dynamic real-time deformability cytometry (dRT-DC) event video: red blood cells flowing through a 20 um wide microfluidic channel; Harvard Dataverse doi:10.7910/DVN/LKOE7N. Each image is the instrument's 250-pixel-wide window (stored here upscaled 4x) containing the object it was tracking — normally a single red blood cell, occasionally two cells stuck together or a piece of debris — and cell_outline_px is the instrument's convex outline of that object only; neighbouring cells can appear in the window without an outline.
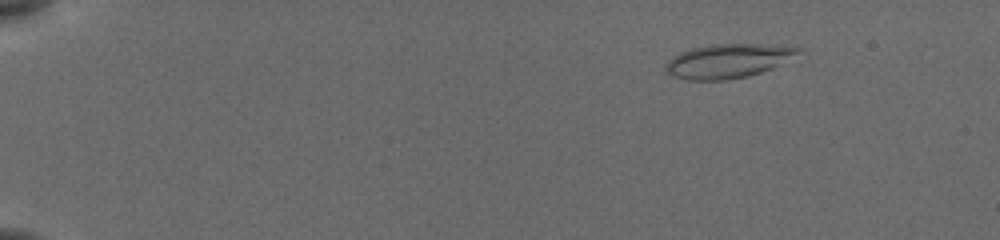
{"species": "common noctule bat (a hibernating species)", "species_latin": "Nyctalus noctula", "temperature_condition": "cold", "stored_images_in_passage": 49, "camera_frame_rate_fps": 3000, "um_per_image_px": 0.085, "animal": {"sex": "female", "body_mass_g": 19.5, "forearm_length_mm": 54.1}, "frame": {"image": 1, "passage_image": 2, "time_ms": 0.333, "image_size_px": [1000, 240], "cell_outline_px": [[804, 48], [772, 68], [748, 76], [728, 80], [688, 80], [672, 76], [664, 72], [664, 68], [668, 60], [672, 56], [688, 48], [712, 44], [760, 44]], "centroid_in_image_um": [61.75, 5.18], "position_along_channel_um": 23.3, "area_um2": 26.18}}
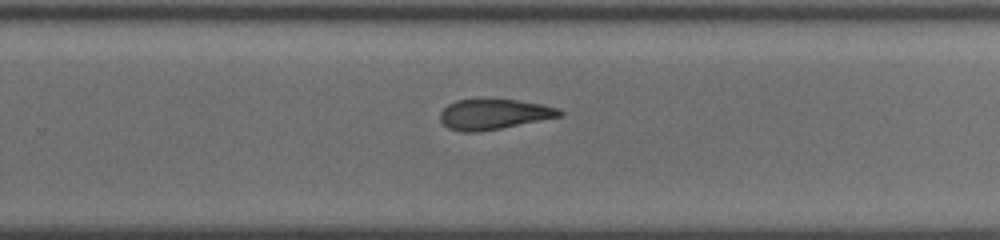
{"frame": {"image": 2, "passage_image": 32, "time_ms": 10.333, "image_size_px": [1000, 240], "cell_outline_px": [[564, 112], [560, 116], [500, 128], [476, 132], [460, 132], [448, 128], [440, 120], [440, 112], [448, 104], [456, 100], [516, 100], [540, 104], [560, 108]], "centroid_in_image_um": [41.95, 9.72], "position_along_channel_um": 287.9, "area_um2": 20.75}}
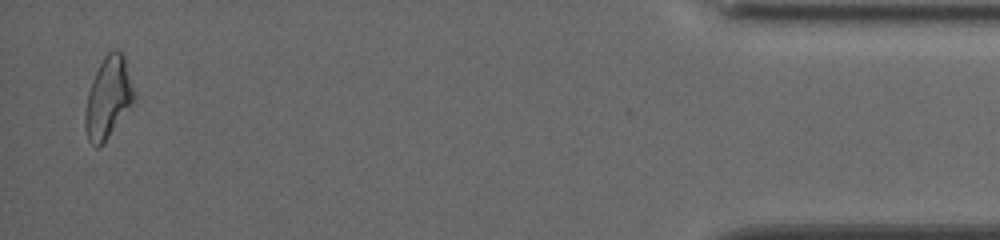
{"frame": {"image": 3, "passage_image": 48, "time_ms": 15.667, "image_size_px": [1000, 240], "cell_outline_px": [[136, 100], [104, 144], [100, 148], [96, 148], [88, 140], [84, 124], [84, 116], [88, 92], [92, 80], [104, 56], [112, 48], [116, 48], [124, 52], [136, 92]], "centroid_in_image_um": [9.23, 8.29], "position_along_channel_um": 426.0, "area_um2": 23.93}, "authors_computed_cell_mechanics": {"area_um2": 22.1374, "velocity_mm_per_s": 3.8816, "shape_relaxation_time_tau1_ms": null, "shape_relaxation_time_tau2_ms": 4.0782, "deformation_change_tau1": null, "deformation_change_tau2": 0.1341}}